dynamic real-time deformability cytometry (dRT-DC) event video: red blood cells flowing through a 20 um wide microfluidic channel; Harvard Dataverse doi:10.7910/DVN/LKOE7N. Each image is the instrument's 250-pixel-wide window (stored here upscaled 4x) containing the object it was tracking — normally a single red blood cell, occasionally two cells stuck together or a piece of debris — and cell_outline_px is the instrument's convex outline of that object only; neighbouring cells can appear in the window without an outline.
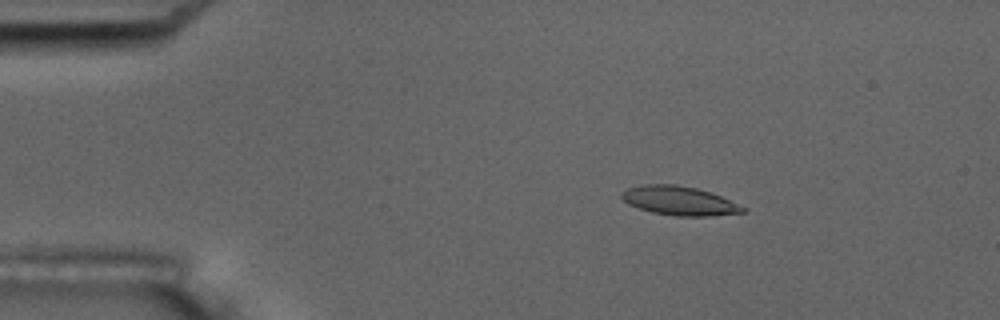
{"species": "common noctule bat (a hibernating species)", "species_latin": "Nyctalus noctula", "temperature_condition": "room temperature", "stored_images_in_passage": 4, "camera_frame_rate_fps": 3000, "um_per_image_px": 0.085, "animal": {"sex": "male", "body_mass_g": 17.5, "forearm_length_mm": 52.3}, "frame": {"image": 1, "passage_image": 2, "time_ms": 1.333, "image_size_px": [1000, 320], "cell_outline_px": [[748, 208], [744, 212], [712, 216], [676, 216], [652, 212], [628, 204], [620, 196], [620, 192], [628, 188], [644, 184], [676, 184], [696, 188], [720, 196]], "centroid_in_image_um": [57.73, 17.06], "position_along_channel_um": 27.3, "area_um2": 20.4}}